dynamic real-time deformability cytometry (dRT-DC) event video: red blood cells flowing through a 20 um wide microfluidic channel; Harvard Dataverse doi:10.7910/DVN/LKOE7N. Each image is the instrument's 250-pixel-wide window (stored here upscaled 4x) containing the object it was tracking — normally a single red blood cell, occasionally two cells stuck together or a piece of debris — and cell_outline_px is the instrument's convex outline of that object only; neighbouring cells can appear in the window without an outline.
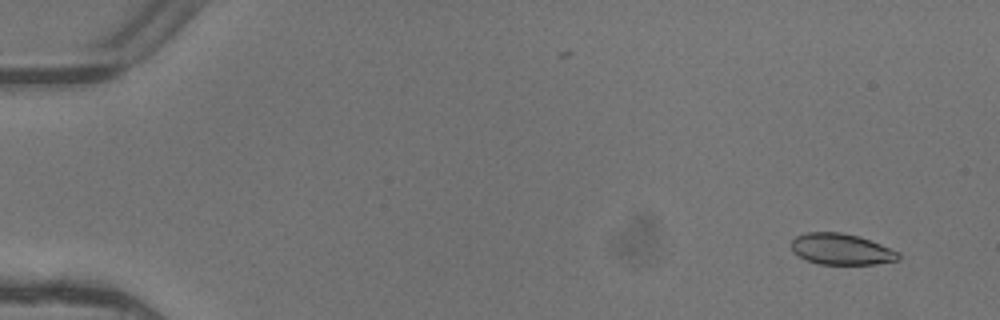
{"species": "common noctule bat (a hibernating species)", "species_latin": "Nyctalus noctula", "temperature_condition": "warm", "stored_images_in_passage": 4, "camera_frame_rate_fps": 3000, "um_per_image_px": 0.085, "animal": {"sex": "female"}, "frame": {"image": 1, "passage_image": 1, "time_ms": 0.0, "image_size_px": [1000, 320], "cell_outline_px": [[900, 260], [876, 264], [820, 264], [808, 260], [792, 252], [792, 240], [796, 236], [804, 232], [840, 232], [860, 236], [900, 252]], "centroid_in_image_um": [71.53, 21.17], "position_along_channel_um": 13.5, "area_um2": 19.48}}
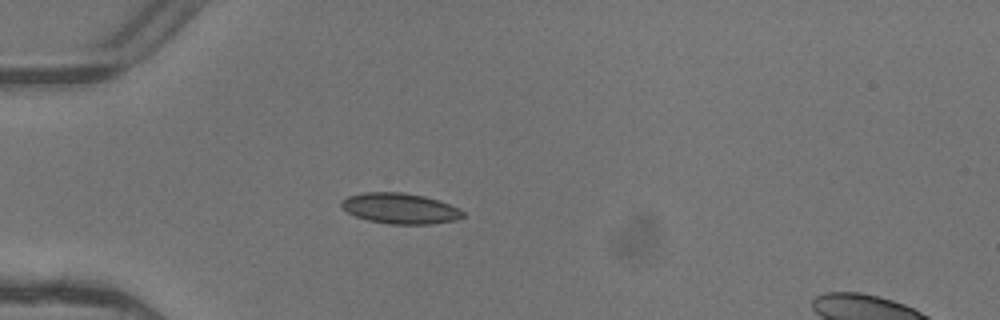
{"frame": {"image": 2, "passage_image": 4, "time_ms": 1.0, "image_size_px": [1000, 320], "cell_outline_px": [[464, 216], [456, 220], [432, 224], [388, 224], [368, 220], [356, 216], [348, 212], [340, 204], [348, 196], [364, 192], [404, 192], [424, 196], [440, 200], [464, 212]], "centroid_in_image_um": [34.02, 17.71], "position_along_channel_um": 51.0, "area_um2": 21.56}}